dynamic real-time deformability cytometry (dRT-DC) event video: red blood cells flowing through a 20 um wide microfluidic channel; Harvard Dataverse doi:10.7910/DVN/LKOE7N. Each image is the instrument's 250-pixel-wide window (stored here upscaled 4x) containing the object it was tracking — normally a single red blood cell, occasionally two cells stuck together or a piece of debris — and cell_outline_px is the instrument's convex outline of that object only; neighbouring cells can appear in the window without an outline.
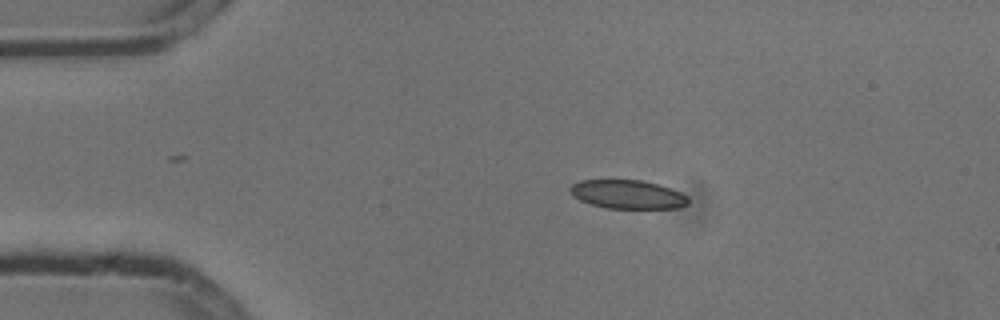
{"species": "common noctule bat (a hibernating species)", "species_latin": "Nyctalus noctula", "temperature_condition": "cold", "stored_images_in_passage": 5, "camera_frame_rate_fps": 3000, "um_per_image_px": 0.085, "animal": {"sex": "male", "body_mass_g": 13.3}, "frame": {"image": 1, "passage_image": 2, "time_ms": 0.333, "image_size_px": [1000, 320], "cell_outline_px": [[688, 204], [680, 208], [608, 208], [592, 204], [580, 200], [572, 196], [568, 192], [568, 188], [572, 184], [580, 180], [644, 180], [680, 192], [688, 196]], "centroid_in_image_um": [53.31, 16.52], "position_along_channel_um": 31.7, "area_um2": 19.77}}
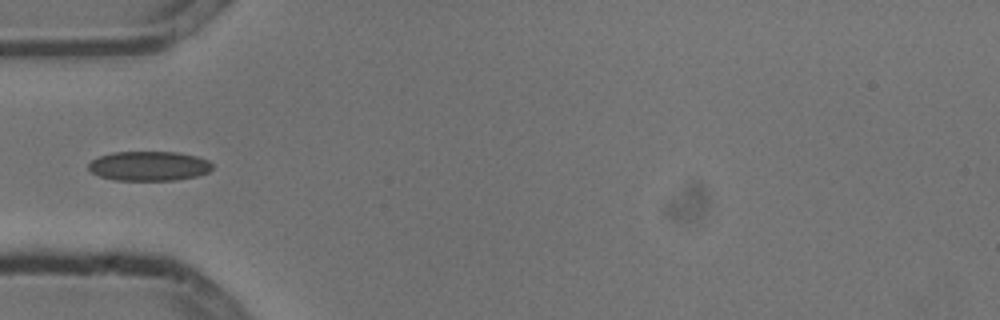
{"frame": {"image": 2, "passage_image": 4, "time_ms": 1.0, "image_size_px": [1000, 320], "cell_outline_px": [[212, 168], [208, 172], [196, 176], [176, 180], [112, 180], [100, 176], [92, 172], [88, 168], [88, 164], [92, 160], [100, 156], [112, 152], [176, 152], [196, 156], [208, 160], [212, 164]], "centroid_in_image_um": [12.65, 14.11], "position_along_channel_um": 72.3, "area_um2": 21.27}}
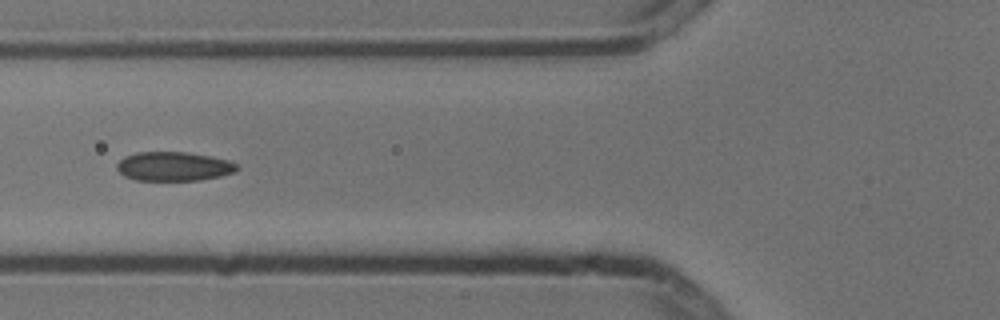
{"frame": {"image": 3, "passage_image": 5, "time_ms": 1.333, "image_size_px": [1000, 320], "cell_outline_px": [[240, 168], [236, 172], [220, 176], [200, 180], [136, 180], [124, 176], [116, 168], [116, 164], [124, 156], [136, 152], [188, 152], [212, 156], [228, 160], [236, 164]], "centroid_in_image_um": [14.77, 14.14], "position_along_channel_um": 111.0, "area_um2": 20.52}}